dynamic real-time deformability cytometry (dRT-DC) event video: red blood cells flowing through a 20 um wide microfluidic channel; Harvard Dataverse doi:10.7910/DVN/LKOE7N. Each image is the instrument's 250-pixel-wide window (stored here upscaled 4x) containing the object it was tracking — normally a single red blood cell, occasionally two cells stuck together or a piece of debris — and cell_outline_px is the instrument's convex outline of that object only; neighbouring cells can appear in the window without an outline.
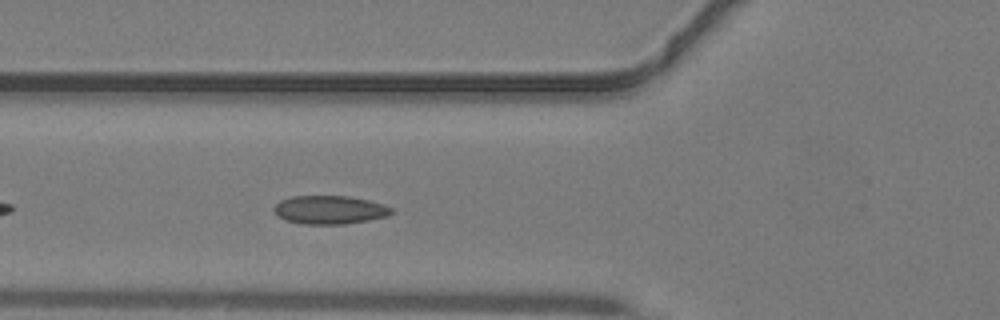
{"species": "common noctule bat (a hibernating species)", "species_latin": "Nyctalus noctula", "temperature_condition": "warm", "stored_images_in_passage": 21, "camera_frame_rate_fps": 3000, "um_per_image_px": 0.085, "animal": {"sex": "male", "body_mass_g": 19.2, "forearm_length_mm": 51.8}, "frame": {"image": 1, "passage_image": 5, "time_ms": 1.333, "image_size_px": [1000, 320], "cell_outline_px": [[392, 212], [388, 216], [368, 220], [344, 224], [304, 224], [288, 220], [280, 216], [272, 208], [280, 200], [292, 196], [348, 196], [368, 200], [384, 204], [392, 208]], "centroid_in_image_um": [28.04, 17.83], "position_along_channel_um": 97.8, "area_um2": 19.31}}
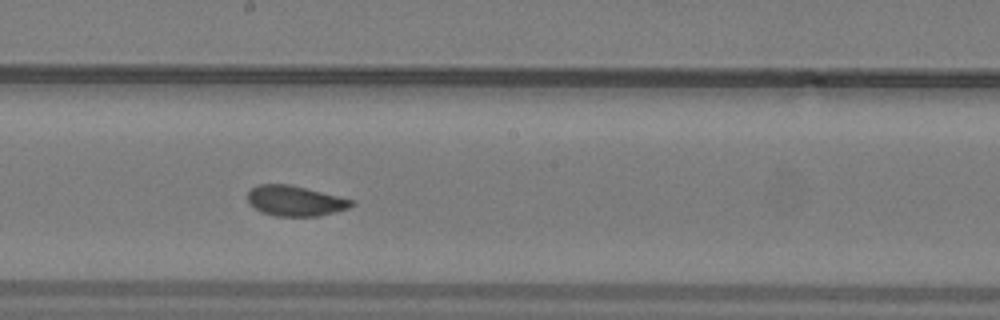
{"frame": {"image": 2, "passage_image": 13, "time_ms": 4.0, "image_size_px": [1000, 320], "cell_outline_px": [[356, 204], [348, 208], [316, 216], [276, 216], [264, 212], [256, 208], [248, 200], [248, 192], [256, 184], [288, 184], [352, 200]], "centroid_in_image_um": [25.06, 17.07], "position_along_channel_um": 223.1, "area_um2": 17.8}}
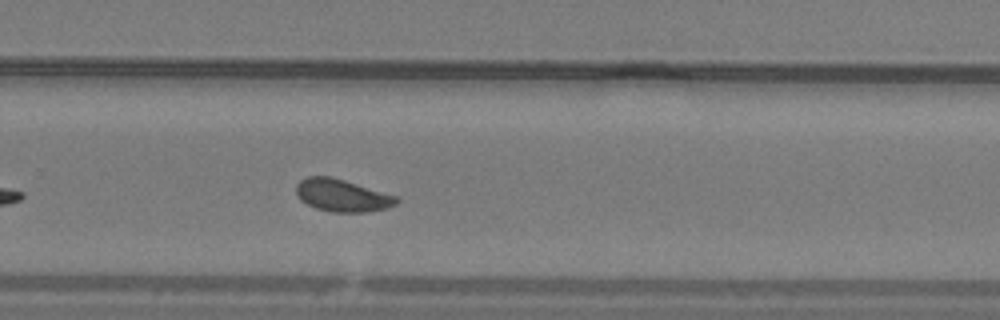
{"frame": {"image": 3, "passage_image": 18, "time_ms": 5.667, "image_size_px": [1000, 320], "cell_outline_px": [[400, 200], [396, 204], [388, 208], [368, 212], [332, 212], [316, 208], [300, 200], [296, 192], [296, 184], [300, 180], [308, 176], [332, 176], [396, 196]], "centroid_in_image_um": [29.07, 16.61], "position_along_channel_um": 300.7, "area_um2": 18.96}}